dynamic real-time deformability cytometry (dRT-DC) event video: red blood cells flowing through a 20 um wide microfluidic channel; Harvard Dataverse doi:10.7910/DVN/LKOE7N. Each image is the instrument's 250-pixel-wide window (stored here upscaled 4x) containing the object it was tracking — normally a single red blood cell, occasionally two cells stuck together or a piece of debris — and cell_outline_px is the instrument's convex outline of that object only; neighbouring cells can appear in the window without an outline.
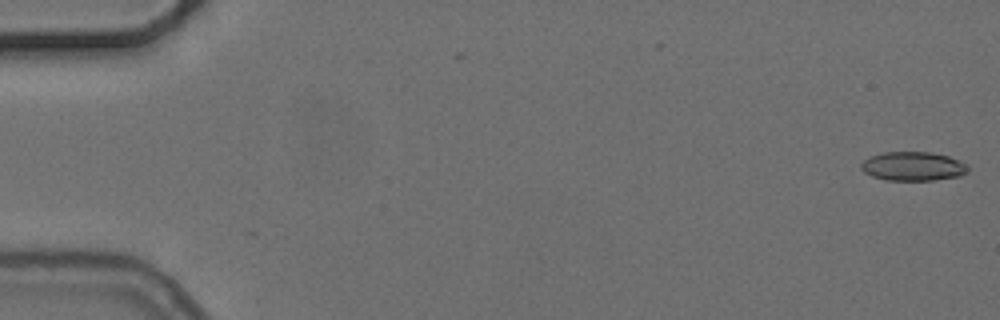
{"species": "common noctule bat (a hibernating species)", "species_latin": "Nyctalus noctula", "temperature_condition": "cold", "stored_images_in_passage": 5, "camera_frame_rate_fps": 3000, "um_per_image_px": 0.085, "animal": {"sex": "female", "body_mass_g": 24.6, "forearm_length_mm": 56.2}, "frame": {"image": 1, "passage_image": 1, "time_ms": 0.0, "image_size_px": [1000, 320], "cell_outline_px": [[968, 172], [960, 176], [936, 180], [884, 180], [872, 176], [864, 172], [860, 168], [860, 164], [868, 156], [884, 152], [928, 152], [948, 156], [968, 164]], "centroid_in_image_um": [77.59, 14.14], "position_along_channel_um": 7.4, "area_um2": 18.21}}
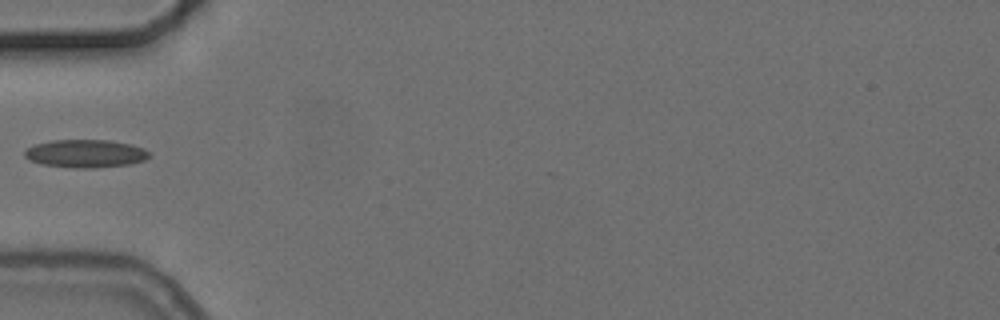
{"frame": {"image": 2, "passage_image": 5, "time_ms": 6.0, "image_size_px": [1000, 320], "cell_outline_px": [[148, 156], [144, 160], [132, 164], [96, 168], [72, 168], [40, 164], [28, 160], [24, 156], [24, 152], [32, 144], [52, 140], [108, 140], [132, 144], [144, 148], [148, 152]], "centroid_in_image_um": [7.23, 13.06], "position_along_channel_um": 77.8, "area_um2": 20.58}}